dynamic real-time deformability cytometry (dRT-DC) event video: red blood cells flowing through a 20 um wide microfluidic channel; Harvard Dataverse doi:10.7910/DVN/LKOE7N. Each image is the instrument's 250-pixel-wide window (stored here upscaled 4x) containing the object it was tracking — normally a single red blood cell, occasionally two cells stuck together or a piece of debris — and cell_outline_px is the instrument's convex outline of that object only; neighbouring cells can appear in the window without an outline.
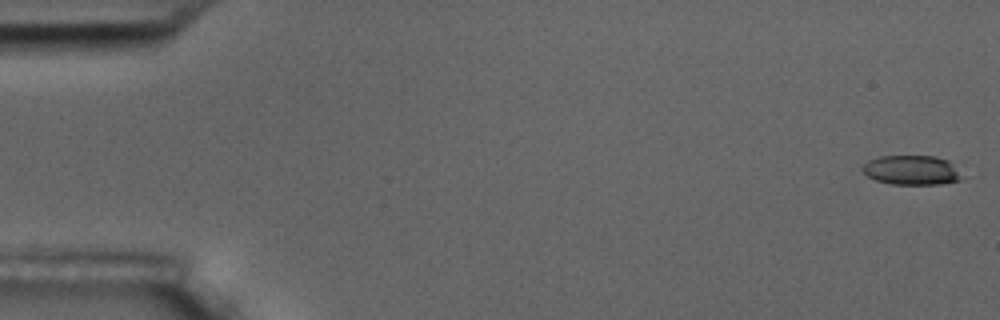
{"species": "common noctule bat (a hibernating species)", "species_latin": "Nyctalus noctula", "temperature_condition": "room temperature", "stored_images_in_passage": 6, "camera_frame_rate_fps": 3000, "um_per_image_px": 0.085, "animal": {"sex": "male", "body_mass_g": 17.5, "forearm_length_mm": 52.3}, "frame": {"image": 1, "passage_image": 1, "time_ms": 0.0, "image_size_px": [1000, 320], "cell_outline_px": [[964, 180], [940, 184], [892, 184], [876, 180], [868, 176], [864, 172], [864, 164], [868, 160], [880, 156], [936, 156], [948, 160]], "centroid_in_image_um": [77.49, 14.46], "position_along_channel_um": 7.5, "area_um2": 16.88}}
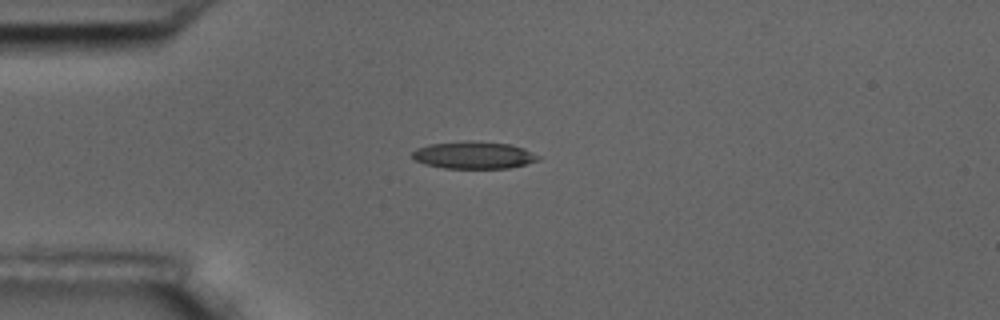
{"frame": {"image": 2, "passage_image": 5, "time_ms": 4.667, "image_size_px": [1000, 320], "cell_outline_px": [[540, 160], [508, 168], [444, 168], [424, 164], [416, 160], [412, 156], [412, 152], [416, 148], [428, 144], [468, 140], [472, 140], [512, 144], [524, 148], [540, 156]], "centroid_in_image_um": [40.26, 13.17], "position_along_channel_um": 44.7, "area_um2": 20.17}}